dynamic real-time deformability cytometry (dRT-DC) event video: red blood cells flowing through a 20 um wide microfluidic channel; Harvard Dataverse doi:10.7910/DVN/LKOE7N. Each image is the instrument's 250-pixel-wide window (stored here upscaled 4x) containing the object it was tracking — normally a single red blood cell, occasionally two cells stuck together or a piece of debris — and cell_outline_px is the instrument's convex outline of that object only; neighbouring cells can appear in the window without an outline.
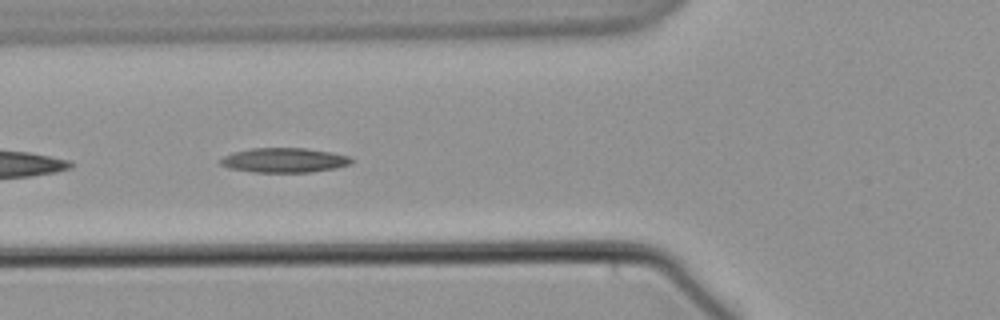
{"species": "common noctule bat (a hibernating species)", "species_latin": "Nyctalus noctula", "temperature_condition": "warm", "stored_images_in_passage": 7, "camera_frame_rate_fps": 3000, "um_per_image_px": 0.085, "animal": {"sex": "male", "body_mass_g": 21.5, "forearm_length_mm": 52.0}, "frame": {"image": 1, "passage_image": 6, "time_ms": 6.0, "image_size_px": [1000, 320], "cell_outline_px": [[352, 164], [336, 168], [312, 172], [256, 172], [228, 168], [220, 164], [220, 160], [224, 156], [232, 152], [252, 148], [304, 148], [332, 152], [348, 156], [352, 160]], "centroid_in_image_um": [24.16, 13.62], "position_along_channel_um": 101.6, "area_um2": 18.79}}